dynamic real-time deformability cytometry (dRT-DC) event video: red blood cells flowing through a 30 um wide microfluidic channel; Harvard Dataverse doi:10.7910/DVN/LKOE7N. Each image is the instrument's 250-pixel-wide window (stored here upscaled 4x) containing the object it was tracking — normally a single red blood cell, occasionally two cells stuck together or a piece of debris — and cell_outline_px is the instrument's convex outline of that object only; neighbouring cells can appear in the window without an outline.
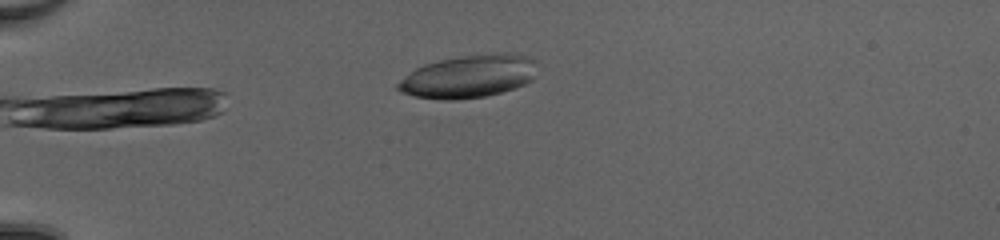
{"species": "common noctule bat (a hibernating species)", "species_latin": "Nyctalus noctula", "temperature_condition": "cold", "stored_images_in_passage": 41, "camera_frame_rate_fps": 3000, "um_per_image_px": 0.085, "animal": {"sex": "female", "body_mass_g": 20.0, "forearm_length_mm": 54.0}, "frame": {"image": 1, "passage_image": 3, "time_ms": 0.667, "image_size_px": [1000, 240], "cell_outline_px": [[536, 60], [528, 80], [524, 84], [500, 92], [484, 96], [460, 100], [440, 100], [412, 96], [400, 92], [396, 88], [396, 84], [404, 76], [416, 68], [424, 64], [440, 60], [464, 56], [504, 52], [524, 56]], "centroid_in_image_um": [39.72, 6.51], "position_along_channel_um": 45.3, "area_um2": 34.22}}
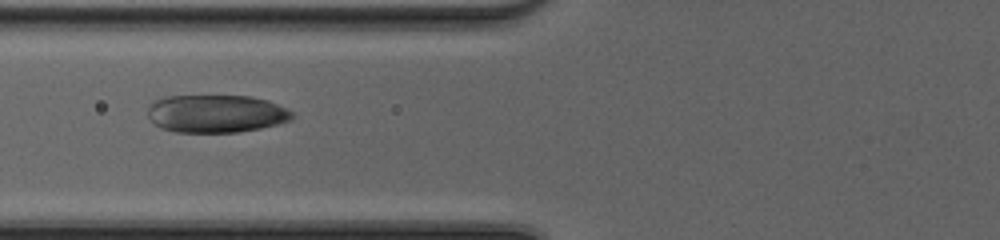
{"frame": {"image": 2, "passage_image": 11, "time_ms": 3.333, "image_size_px": [1000, 240], "cell_outline_px": [[292, 120], [260, 128], [236, 132], [176, 132], [160, 128], [148, 116], [148, 108], [156, 100], [164, 96], [252, 96], [268, 100], [292, 112]], "centroid_in_image_um": [18.36, 9.66], "position_along_channel_um": 107.4, "area_um2": 31.62}}